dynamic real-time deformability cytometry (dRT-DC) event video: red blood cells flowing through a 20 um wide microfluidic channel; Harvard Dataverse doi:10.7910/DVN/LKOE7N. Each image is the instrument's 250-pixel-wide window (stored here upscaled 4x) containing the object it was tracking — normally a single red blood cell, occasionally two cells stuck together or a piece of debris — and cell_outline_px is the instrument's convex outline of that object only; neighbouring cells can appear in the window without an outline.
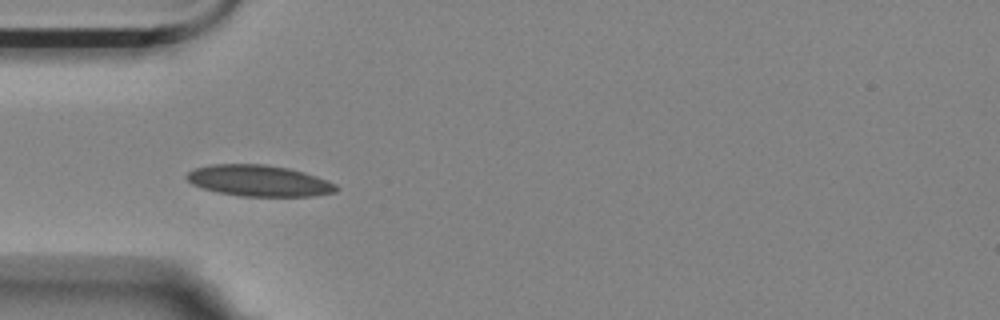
{"species": "Egyptian fruit bat (a non-hibernating species)", "species_latin": "Rousettus aegyptiacus", "temperature_condition": "room temperature", "stored_images_in_passage": 35, "camera_frame_rate_fps": 3000, "um_per_image_px": 0.085, "animal": {"sex": "female"}, "frame": {"image": 1, "passage_image": 1, "time_ms": 0.0, "image_size_px": [1000, 320], "cell_outline_px": [[340, 188], [336, 192], [312, 196], [240, 196], [200, 188], [192, 184], [184, 176], [188, 172], [196, 168], [212, 164], [264, 164], [288, 168], [304, 172], [328, 180], [336, 184]], "centroid_in_image_um": [22.02, 15.36], "position_along_channel_um": 63.0, "area_um2": 27.22}}
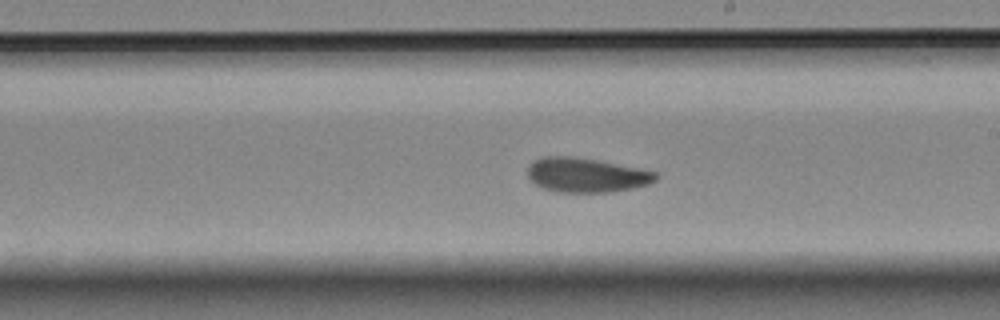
{"frame": {"image": 2, "passage_image": 16, "time_ms": 5.0, "image_size_px": [1000, 320], "cell_outline_px": [[660, 176], [656, 180], [648, 184], [632, 188], [608, 192], [556, 192], [540, 188], [528, 180], [528, 164], [544, 156], [572, 156], [596, 160], [640, 168], [656, 172]], "centroid_in_image_um": [49.8, 14.88], "position_along_channel_um": 239.2, "area_um2": 25.89}}
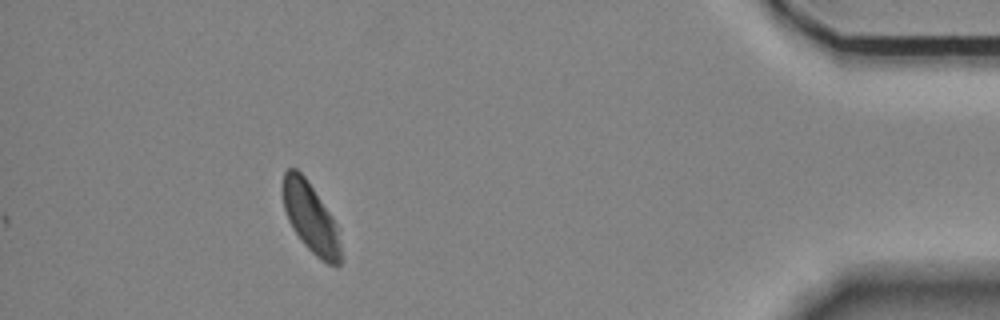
{"frame": {"image": 3, "passage_image": 35, "time_ms": 11.333, "image_size_px": [1000, 320], "cell_outline_px": [[344, 260], [340, 264], [328, 264], [320, 260], [304, 244], [288, 220], [284, 208], [284, 172], [288, 168], [296, 168], [304, 176], [332, 216], [340, 228]], "centroid_in_image_um": [26.49, 18.59], "position_along_channel_um": 408.7, "area_um2": 23.64}, "authors_computed_cell_mechanics": {"area_um2": 25.6632, "velocity_mm_per_s": 3.5288, "shape_relaxation_time_tau1_ms": 9.2432, "shape_relaxation_time_tau2_ms": 1.7569, "deformation_change_tau1": 0.1759, "deformation_change_tau2": 0.0637}}